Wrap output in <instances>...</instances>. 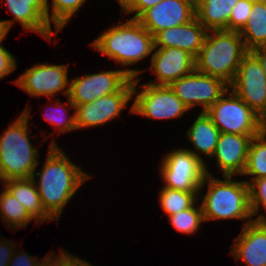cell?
<instances>
[{"label":"cell","instance_id":"cell-31","mask_svg":"<svg viewBox=\"0 0 266 266\" xmlns=\"http://www.w3.org/2000/svg\"><path fill=\"white\" fill-rule=\"evenodd\" d=\"M59 104L61 103H57L58 106H56V109L57 107L58 109L57 111L55 110V112L57 113L54 114L53 112L52 114H50L47 112L45 115V119L48 120L49 123H51V125L55 127V129L58 128V131L61 133L77 130L76 113H74L72 116H69V118L66 120L65 118H63L60 111L61 109H64V104H61L60 106Z\"/></svg>","mask_w":266,"mask_h":266},{"label":"cell","instance_id":"cell-27","mask_svg":"<svg viewBox=\"0 0 266 266\" xmlns=\"http://www.w3.org/2000/svg\"><path fill=\"white\" fill-rule=\"evenodd\" d=\"M168 219L178 232L186 234H194L204 221L201 205L196 207L195 203L188 209L168 216Z\"/></svg>","mask_w":266,"mask_h":266},{"label":"cell","instance_id":"cell-28","mask_svg":"<svg viewBox=\"0 0 266 266\" xmlns=\"http://www.w3.org/2000/svg\"><path fill=\"white\" fill-rule=\"evenodd\" d=\"M86 0H52L51 21L55 24L56 33L61 30Z\"/></svg>","mask_w":266,"mask_h":266},{"label":"cell","instance_id":"cell-41","mask_svg":"<svg viewBox=\"0 0 266 266\" xmlns=\"http://www.w3.org/2000/svg\"><path fill=\"white\" fill-rule=\"evenodd\" d=\"M258 1L264 2L266 4V0H258Z\"/></svg>","mask_w":266,"mask_h":266},{"label":"cell","instance_id":"cell-1","mask_svg":"<svg viewBox=\"0 0 266 266\" xmlns=\"http://www.w3.org/2000/svg\"><path fill=\"white\" fill-rule=\"evenodd\" d=\"M53 141L41 173L34 172L39 180L37 190L45 212L56 221L64 206L74 197L78 188L90 177L77 167Z\"/></svg>","mask_w":266,"mask_h":266},{"label":"cell","instance_id":"cell-19","mask_svg":"<svg viewBox=\"0 0 266 266\" xmlns=\"http://www.w3.org/2000/svg\"><path fill=\"white\" fill-rule=\"evenodd\" d=\"M208 30L195 17L190 22L159 31L154 36V49L179 48L194 58L200 52Z\"/></svg>","mask_w":266,"mask_h":266},{"label":"cell","instance_id":"cell-18","mask_svg":"<svg viewBox=\"0 0 266 266\" xmlns=\"http://www.w3.org/2000/svg\"><path fill=\"white\" fill-rule=\"evenodd\" d=\"M255 136L257 135L220 133L213 156L220 171L223 172V177L244 173L249 146Z\"/></svg>","mask_w":266,"mask_h":266},{"label":"cell","instance_id":"cell-15","mask_svg":"<svg viewBox=\"0 0 266 266\" xmlns=\"http://www.w3.org/2000/svg\"><path fill=\"white\" fill-rule=\"evenodd\" d=\"M6 5L13 15V19L1 21L7 33L18 21L24 29L35 31L49 41L56 34L51 30L48 0H6Z\"/></svg>","mask_w":266,"mask_h":266},{"label":"cell","instance_id":"cell-33","mask_svg":"<svg viewBox=\"0 0 266 266\" xmlns=\"http://www.w3.org/2000/svg\"><path fill=\"white\" fill-rule=\"evenodd\" d=\"M3 41V39L0 41ZM16 58L0 45V79L11 74L16 69Z\"/></svg>","mask_w":266,"mask_h":266},{"label":"cell","instance_id":"cell-36","mask_svg":"<svg viewBox=\"0 0 266 266\" xmlns=\"http://www.w3.org/2000/svg\"><path fill=\"white\" fill-rule=\"evenodd\" d=\"M9 241H0V266H9L14 251V244ZM12 249V250H11Z\"/></svg>","mask_w":266,"mask_h":266},{"label":"cell","instance_id":"cell-16","mask_svg":"<svg viewBox=\"0 0 266 266\" xmlns=\"http://www.w3.org/2000/svg\"><path fill=\"white\" fill-rule=\"evenodd\" d=\"M232 247L236 260L247 266H266V221L249 219Z\"/></svg>","mask_w":266,"mask_h":266},{"label":"cell","instance_id":"cell-32","mask_svg":"<svg viewBox=\"0 0 266 266\" xmlns=\"http://www.w3.org/2000/svg\"><path fill=\"white\" fill-rule=\"evenodd\" d=\"M163 0H118L122 12L129 14L135 12L132 19H137L144 11L155 6Z\"/></svg>","mask_w":266,"mask_h":266},{"label":"cell","instance_id":"cell-25","mask_svg":"<svg viewBox=\"0 0 266 266\" xmlns=\"http://www.w3.org/2000/svg\"><path fill=\"white\" fill-rule=\"evenodd\" d=\"M242 175H251L252 181L266 177V133L252 138L247 155V163Z\"/></svg>","mask_w":266,"mask_h":266},{"label":"cell","instance_id":"cell-26","mask_svg":"<svg viewBox=\"0 0 266 266\" xmlns=\"http://www.w3.org/2000/svg\"><path fill=\"white\" fill-rule=\"evenodd\" d=\"M199 191H182L163 187L159 203L168 216L190 208L198 200Z\"/></svg>","mask_w":266,"mask_h":266},{"label":"cell","instance_id":"cell-21","mask_svg":"<svg viewBox=\"0 0 266 266\" xmlns=\"http://www.w3.org/2000/svg\"><path fill=\"white\" fill-rule=\"evenodd\" d=\"M239 0H196V18L208 31H229V17Z\"/></svg>","mask_w":266,"mask_h":266},{"label":"cell","instance_id":"cell-22","mask_svg":"<svg viewBox=\"0 0 266 266\" xmlns=\"http://www.w3.org/2000/svg\"><path fill=\"white\" fill-rule=\"evenodd\" d=\"M220 133L219 128L206 112H201L189 128L187 137L197 152L203 153L210 158L215 153Z\"/></svg>","mask_w":266,"mask_h":266},{"label":"cell","instance_id":"cell-10","mask_svg":"<svg viewBox=\"0 0 266 266\" xmlns=\"http://www.w3.org/2000/svg\"><path fill=\"white\" fill-rule=\"evenodd\" d=\"M229 88L258 115L265 108L266 75L260 59L252 51L243 57Z\"/></svg>","mask_w":266,"mask_h":266},{"label":"cell","instance_id":"cell-35","mask_svg":"<svg viewBox=\"0 0 266 266\" xmlns=\"http://www.w3.org/2000/svg\"><path fill=\"white\" fill-rule=\"evenodd\" d=\"M60 266H93L81 258L72 256L64 250H60Z\"/></svg>","mask_w":266,"mask_h":266},{"label":"cell","instance_id":"cell-14","mask_svg":"<svg viewBox=\"0 0 266 266\" xmlns=\"http://www.w3.org/2000/svg\"><path fill=\"white\" fill-rule=\"evenodd\" d=\"M68 67L52 64H38L27 69L15 80V84L20 86L31 96H54L64 90L63 93L68 97L70 83H68Z\"/></svg>","mask_w":266,"mask_h":266},{"label":"cell","instance_id":"cell-3","mask_svg":"<svg viewBox=\"0 0 266 266\" xmlns=\"http://www.w3.org/2000/svg\"><path fill=\"white\" fill-rule=\"evenodd\" d=\"M29 109L10 124L0 137V180L32 178L39 165L36 153L29 140ZM1 182V181H0Z\"/></svg>","mask_w":266,"mask_h":266},{"label":"cell","instance_id":"cell-20","mask_svg":"<svg viewBox=\"0 0 266 266\" xmlns=\"http://www.w3.org/2000/svg\"><path fill=\"white\" fill-rule=\"evenodd\" d=\"M5 188L25 207L28 214L39 224L53 219L42 206L35 178L10 179L2 182Z\"/></svg>","mask_w":266,"mask_h":266},{"label":"cell","instance_id":"cell-39","mask_svg":"<svg viewBox=\"0 0 266 266\" xmlns=\"http://www.w3.org/2000/svg\"><path fill=\"white\" fill-rule=\"evenodd\" d=\"M259 127L262 133H266V106L258 115Z\"/></svg>","mask_w":266,"mask_h":266},{"label":"cell","instance_id":"cell-29","mask_svg":"<svg viewBox=\"0 0 266 266\" xmlns=\"http://www.w3.org/2000/svg\"><path fill=\"white\" fill-rule=\"evenodd\" d=\"M249 185L250 206L252 215H257L260 211V205L266 210V177L255 179L253 182L246 181ZM258 221H266L264 214H260L256 219Z\"/></svg>","mask_w":266,"mask_h":266},{"label":"cell","instance_id":"cell-4","mask_svg":"<svg viewBox=\"0 0 266 266\" xmlns=\"http://www.w3.org/2000/svg\"><path fill=\"white\" fill-rule=\"evenodd\" d=\"M232 176H224L225 180L216 179L206 173L203 185L208 180V191L201 204L204 221L218 219H247L253 217L250 206L249 185L245 181H231Z\"/></svg>","mask_w":266,"mask_h":266},{"label":"cell","instance_id":"cell-23","mask_svg":"<svg viewBox=\"0 0 266 266\" xmlns=\"http://www.w3.org/2000/svg\"><path fill=\"white\" fill-rule=\"evenodd\" d=\"M239 33L248 51L266 47V4L264 2L254 0L248 21Z\"/></svg>","mask_w":266,"mask_h":266},{"label":"cell","instance_id":"cell-34","mask_svg":"<svg viewBox=\"0 0 266 266\" xmlns=\"http://www.w3.org/2000/svg\"><path fill=\"white\" fill-rule=\"evenodd\" d=\"M13 253L12 258L10 260L9 266H38L40 262H37L38 259H36L33 256H28L27 253H20L22 255H16Z\"/></svg>","mask_w":266,"mask_h":266},{"label":"cell","instance_id":"cell-7","mask_svg":"<svg viewBox=\"0 0 266 266\" xmlns=\"http://www.w3.org/2000/svg\"><path fill=\"white\" fill-rule=\"evenodd\" d=\"M228 90L206 111L221 133L259 135L258 114ZM228 94V97L225 95Z\"/></svg>","mask_w":266,"mask_h":266},{"label":"cell","instance_id":"cell-37","mask_svg":"<svg viewBox=\"0 0 266 266\" xmlns=\"http://www.w3.org/2000/svg\"><path fill=\"white\" fill-rule=\"evenodd\" d=\"M53 253L48 254L38 266H60V256H51Z\"/></svg>","mask_w":266,"mask_h":266},{"label":"cell","instance_id":"cell-38","mask_svg":"<svg viewBox=\"0 0 266 266\" xmlns=\"http://www.w3.org/2000/svg\"><path fill=\"white\" fill-rule=\"evenodd\" d=\"M261 61L264 74L266 75V47L252 51Z\"/></svg>","mask_w":266,"mask_h":266},{"label":"cell","instance_id":"cell-6","mask_svg":"<svg viewBox=\"0 0 266 266\" xmlns=\"http://www.w3.org/2000/svg\"><path fill=\"white\" fill-rule=\"evenodd\" d=\"M202 157L192 150L177 149L164 157L161 164L164 187L182 191H200L208 170Z\"/></svg>","mask_w":266,"mask_h":266},{"label":"cell","instance_id":"cell-30","mask_svg":"<svg viewBox=\"0 0 266 266\" xmlns=\"http://www.w3.org/2000/svg\"><path fill=\"white\" fill-rule=\"evenodd\" d=\"M254 0H239L229 17V31L240 32L246 25Z\"/></svg>","mask_w":266,"mask_h":266},{"label":"cell","instance_id":"cell-9","mask_svg":"<svg viewBox=\"0 0 266 266\" xmlns=\"http://www.w3.org/2000/svg\"><path fill=\"white\" fill-rule=\"evenodd\" d=\"M169 86L188 109L200 104L202 112H206L229 88L223 80L196 69Z\"/></svg>","mask_w":266,"mask_h":266},{"label":"cell","instance_id":"cell-40","mask_svg":"<svg viewBox=\"0 0 266 266\" xmlns=\"http://www.w3.org/2000/svg\"><path fill=\"white\" fill-rule=\"evenodd\" d=\"M8 33L4 30L2 22L0 21V41L6 37Z\"/></svg>","mask_w":266,"mask_h":266},{"label":"cell","instance_id":"cell-17","mask_svg":"<svg viewBox=\"0 0 266 266\" xmlns=\"http://www.w3.org/2000/svg\"><path fill=\"white\" fill-rule=\"evenodd\" d=\"M157 75L152 85H170L195 69V58L179 48H158L151 57V68Z\"/></svg>","mask_w":266,"mask_h":266},{"label":"cell","instance_id":"cell-12","mask_svg":"<svg viewBox=\"0 0 266 266\" xmlns=\"http://www.w3.org/2000/svg\"><path fill=\"white\" fill-rule=\"evenodd\" d=\"M135 98L130 113L144 117L173 119L189 110L169 85L144 84Z\"/></svg>","mask_w":266,"mask_h":266},{"label":"cell","instance_id":"cell-24","mask_svg":"<svg viewBox=\"0 0 266 266\" xmlns=\"http://www.w3.org/2000/svg\"><path fill=\"white\" fill-rule=\"evenodd\" d=\"M0 194V214L7 227L16 229L25 227L33 218L28 214L25 207L5 187Z\"/></svg>","mask_w":266,"mask_h":266},{"label":"cell","instance_id":"cell-13","mask_svg":"<svg viewBox=\"0 0 266 266\" xmlns=\"http://www.w3.org/2000/svg\"><path fill=\"white\" fill-rule=\"evenodd\" d=\"M196 0H163L136 20L153 36L159 31L183 25L196 17Z\"/></svg>","mask_w":266,"mask_h":266},{"label":"cell","instance_id":"cell-8","mask_svg":"<svg viewBox=\"0 0 266 266\" xmlns=\"http://www.w3.org/2000/svg\"><path fill=\"white\" fill-rule=\"evenodd\" d=\"M140 72L136 69L109 70L72 78L67 103H70V109H75L78 105L118 92Z\"/></svg>","mask_w":266,"mask_h":266},{"label":"cell","instance_id":"cell-11","mask_svg":"<svg viewBox=\"0 0 266 266\" xmlns=\"http://www.w3.org/2000/svg\"><path fill=\"white\" fill-rule=\"evenodd\" d=\"M139 80L131 79L120 91L75 107L77 129L103 125L120 116L128 101L137 92Z\"/></svg>","mask_w":266,"mask_h":266},{"label":"cell","instance_id":"cell-5","mask_svg":"<svg viewBox=\"0 0 266 266\" xmlns=\"http://www.w3.org/2000/svg\"><path fill=\"white\" fill-rule=\"evenodd\" d=\"M92 45V48L122 66L135 64L155 50L154 36L132 18L124 24L112 26L96 38Z\"/></svg>","mask_w":266,"mask_h":266},{"label":"cell","instance_id":"cell-2","mask_svg":"<svg viewBox=\"0 0 266 266\" xmlns=\"http://www.w3.org/2000/svg\"><path fill=\"white\" fill-rule=\"evenodd\" d=\"M207 32L203 46L195 58V69L230 85L243 57L249 52L239 32L219 30Z\"/></svg>","mask_w":266,"mask_h":266}]
</instances>
